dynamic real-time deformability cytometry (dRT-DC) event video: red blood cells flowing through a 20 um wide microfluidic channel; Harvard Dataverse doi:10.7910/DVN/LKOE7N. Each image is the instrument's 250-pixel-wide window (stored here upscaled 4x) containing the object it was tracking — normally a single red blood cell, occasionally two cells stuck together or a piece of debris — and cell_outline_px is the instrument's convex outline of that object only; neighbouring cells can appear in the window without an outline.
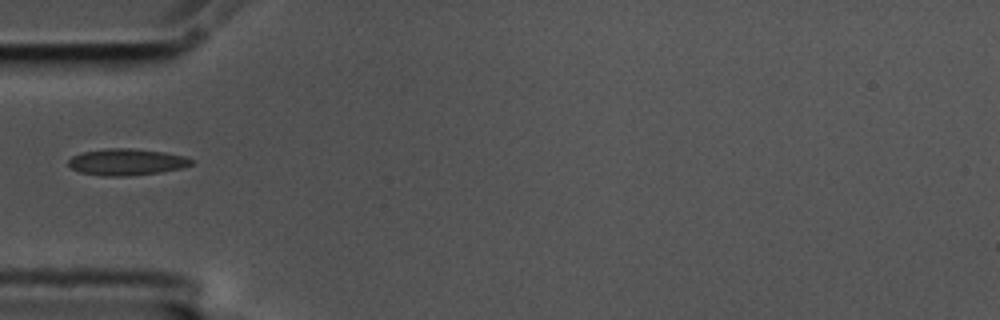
{"species": "common noctule bat (a hibernating species)", "species_latin": "Nyctalus noctula", "temperature_condition": "cold", "stored_images_in_passage": 39, "camera_frame_rate_fps": 3000, "um_per_image_px": 0.085, "animal": {"sex": "male", "body_mass_g": 17.5, "forearm_length_mm": 52.3}, "frame": {"image": 1, "passage_image": 1, "time_ms": 0.0, "image_size_px": [1000, 320], "cell_outline_px": [[196, 160], [192, 164], [184, 168], [160, 172], [124, 176], [104, 176], [80, 172], [72, 168], [68, 164], [68, 160], [72, 156], [80, 152], [108, 148], [132, 148], [164, 152], [184, 156]], "centroid_in_image_um": [10.78, 13.76], "position_along_channel_um": 74.2, "area_um2": 19.13}}
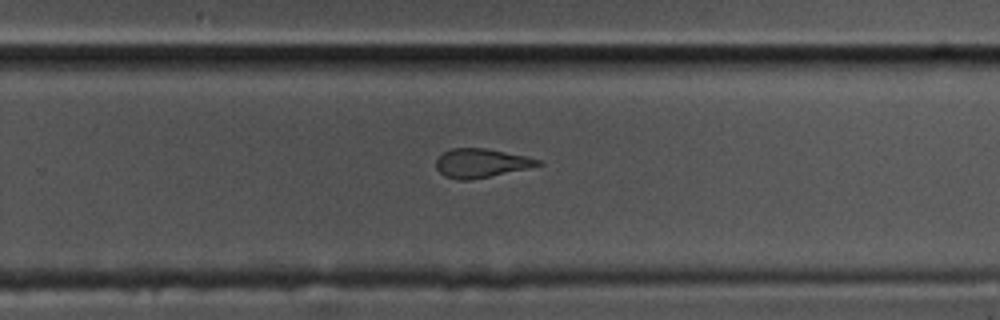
{"frame": {"image": 2, "passage_image": 19, "time_ms": 6.0, "image_size_px": [1000, 320], "cell_outline_px": [[544, 164], [528, 168], [472, 180], [456, 180], [444, 176], [436, 168], [436, 160], [444, 152], [452, 148], [484, 148], [528, 156], [540, 160]], "centroid_in_image_um": [40.9, 13.87], "position_along_channel_um": 288.9, "area_um2": 17.17}}
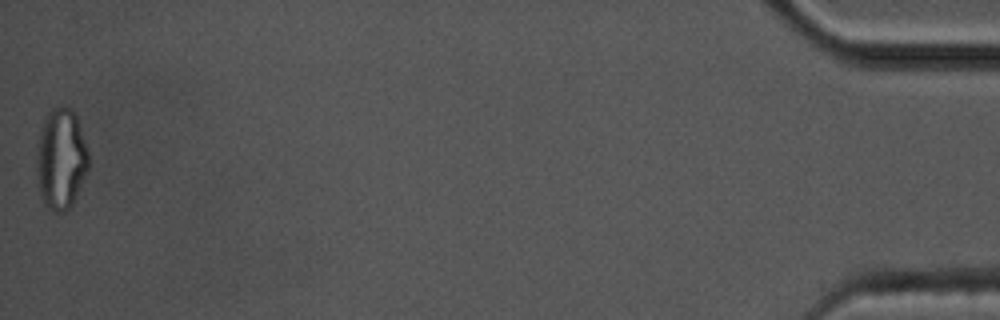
{"frame": {"image": 3, "passage_image": 39, "time_ms": 12.667, "image_size_px": [1000, 320], "cell_outline_px": [[88, 168], [72, 204], [64, 212], [52, 212], [44, 204], [40, 196], [36, 168], [36, 156], [40, 128], [48, 112], [52, 108], [72, 108], [76, 116], [88, 152]], "centroid_in_image_um": [5.15, 13.53], "position_along_channel_um": 430.0, "area_um2": 30.29}}